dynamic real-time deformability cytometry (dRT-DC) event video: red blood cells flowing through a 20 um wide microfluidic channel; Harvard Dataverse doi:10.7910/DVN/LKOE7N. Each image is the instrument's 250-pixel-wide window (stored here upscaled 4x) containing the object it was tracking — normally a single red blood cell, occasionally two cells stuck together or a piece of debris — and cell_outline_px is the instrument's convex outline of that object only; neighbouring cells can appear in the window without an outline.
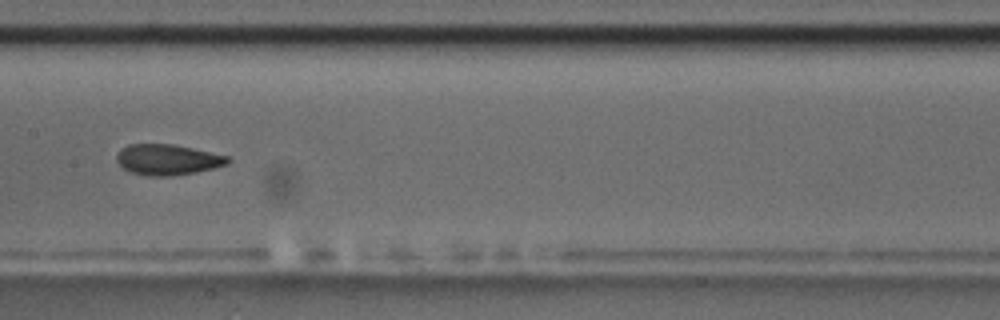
{"species": "common noctule bat (a hibernating species)", "species_latin": "Nyctalus noctula", "temperature_condition": "room temperature", "stored_images_in_passage": 9, "camera_frame_rate_fps": 3000, "um_per_image_px": 0.085, "animal": {"sex": "male", "body_mass_g": 17.5, "forearm_length_mm": 52.3}, "frame": {"image": 1, "passage_image": 9, "time_ms": 9.333, "image_size_px": [1000, 320], "cell_outline_px": [[232, 160], [228, 164], [196, 172], [172, 176], [148, 176], [132, 172], [124, 168], [116, 160], [116, 156], [128, 144], [172, 144], [192, 148], [228, 156]], "centroid_in_image_um": [14.27, 13.57], "position_along_channel_um": 193.1, "area_um2": 19.65}}